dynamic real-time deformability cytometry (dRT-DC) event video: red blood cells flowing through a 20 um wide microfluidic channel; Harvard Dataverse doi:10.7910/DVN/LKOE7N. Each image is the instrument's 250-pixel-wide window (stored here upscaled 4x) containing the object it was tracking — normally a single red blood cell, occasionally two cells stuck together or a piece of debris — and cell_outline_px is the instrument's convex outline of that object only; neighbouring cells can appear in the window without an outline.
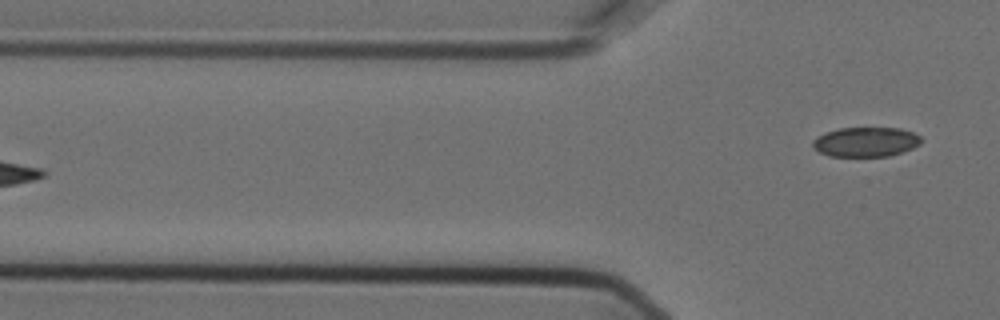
{"species": "Egyptian fruit bat (a non-hibernating species)", "species_latin": "Rousettus aegyptiacus", "temperature_condition": "cold", "stored_images_in_passage": 6, "camera_frame_rate_fps": 3000, "um_per_image_px": 0.085, "animal": {"sex": "female"}, "frame": {"image": 1, "passage_image": 6, "time_ms": 1.667, "image_size_px": [1000, 320], "cell_outline_px": [[924, 140], [920, 144], [904, 152], [888, 156], [828, 156], [812, 148], [812, 140], [828, 132], [840, 128], [900, 128], [912, 132], [920, 136]], "centroid_in_image_um": [73.62, 12.07], "position_along_channel_um": 52.2, "area_um2": 18.73}}